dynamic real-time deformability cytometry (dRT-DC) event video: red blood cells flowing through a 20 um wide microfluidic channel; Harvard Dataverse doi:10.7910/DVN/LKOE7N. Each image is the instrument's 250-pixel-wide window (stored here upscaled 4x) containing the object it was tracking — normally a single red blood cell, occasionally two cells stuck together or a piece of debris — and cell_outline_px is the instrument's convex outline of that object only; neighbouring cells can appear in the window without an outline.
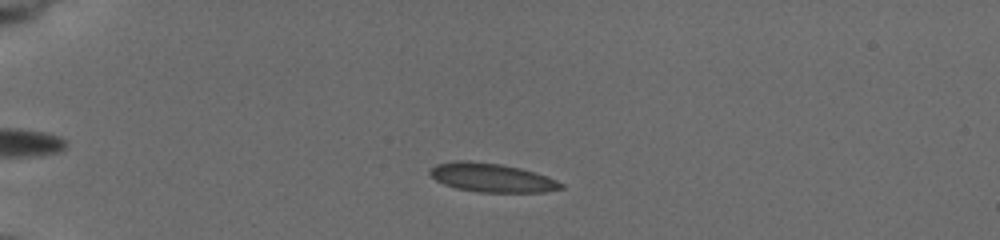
{"species": "common noctule bat (a hibernating species)", "species_latin": "Nyctalus noctula", "temperature_condition": "cold", "stored_images_in_passage": 36, "camera_frame_rate_fps": 3000, "um_per_image_px": 0.085, "animal": {"sex": "female", "body_mass_g": 19.5, "forearm_length_mm": 54.1}, "frame": {"image": 1, "passage_image": 8, "time_ms": 3.0, "image_size_px": [1000, 240], "cell_outline_px": [[564, 188], [544, 192], [480, 192], [456, 188], [444, 184], [436, 180], [428, 172], [436, 164], [456, 160], [468, 160], [500, 164], [520, 168], [556, 180], [564, 184]], "centroid_in_image_um": [41.77, 15.1], "position_along_channel_um": 43.2, "area_um2": 21.79}}
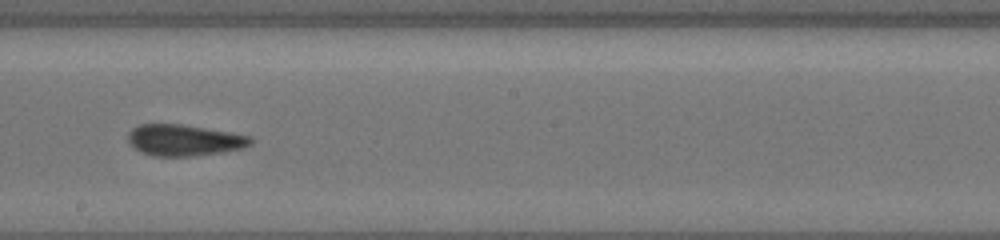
{"frame": {"image": 2, "passage_image": 23, "time_ms": 9.333, "image_size_px": [1000, 240], "cell_outline_px": [[252, 144], [240, 148], [224, 152], [192, 156], [152, 156], [140, 152], [128, 144], [128, 132], [132, 128], [140, 124], [180, 124], [252, 136]], "centroid_in_image_um": [15.6, 11.92], "position_along_channel_um": 232.6, "area_um2": 22.37}}
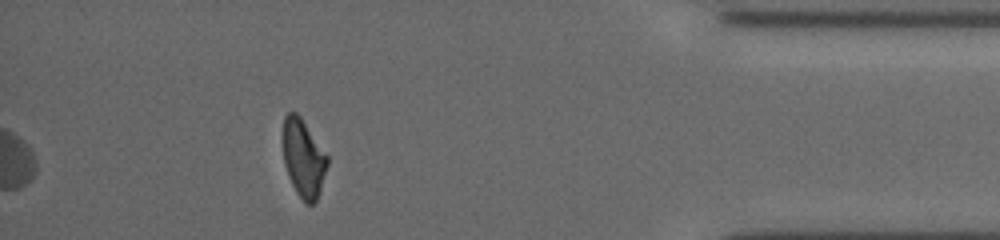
{"frame": {"image": 3, "passage_image": 36, "time_ms": 15.0, "image_size_px": [1000, 240], "cell_outline_px": [[328, 164], [316, 200], [312, 204], [304, 204], [296, 192], [288, 176], [284, 164], [284, 116], [288, 112], [296, 112], [300, 116], [328, 156]], "centroid_in_image_um": [25.79, 13.47], "position_along_channel_um": 409.4, "area_um2": 19.83}, "authors_computed_cell_mechanics": {"area_um2": 21.9062, "velocity_mm_per_s": 3.761, "shape_relaxation_time_tau1_ms": 7.4299, "shape_relaxation_time_tau2_ms": 0.7556, "deformation_change_tau1": 0.154, "deformation_change_tau2": 0.0532}}